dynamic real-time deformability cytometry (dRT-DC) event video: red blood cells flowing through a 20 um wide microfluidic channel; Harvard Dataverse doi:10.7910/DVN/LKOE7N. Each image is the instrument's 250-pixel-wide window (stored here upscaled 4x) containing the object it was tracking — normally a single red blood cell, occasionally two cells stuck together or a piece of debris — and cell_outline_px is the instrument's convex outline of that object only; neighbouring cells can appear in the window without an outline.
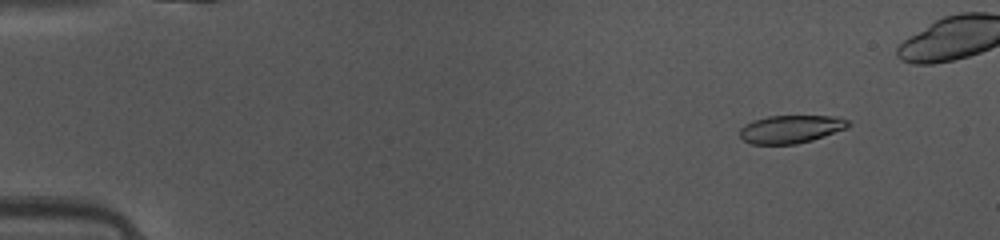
{"species": "common noctule bat (a hibernating species)", "species_latin": "Nyctalus noctula", "temperature_condition": "warm", "stored_images_in_passage": 45, "camera_frame_rate_fps": 3000, "um_per_image_px": 0.085, "animal": {"sex": "female", "body_mass_g": 10.0, "forearm_length_mm": 53.1}, "frame": {"image": 1, "passage_image": 6, "time_ms": 1.667, "image_size_px": [1000, 240], "cell_outline_px": [[852, 124], [848, 128], [812, 140], [796, 144], [752, 144], [744, 140], [740, 136], [740, 128], [744, 124], [768, 116], [840, 116], [848, 120]], "centroid_in_image_um": [67.27, 10.97], "position_along_channel_um": 17.7, "area_um2": 17.74}}
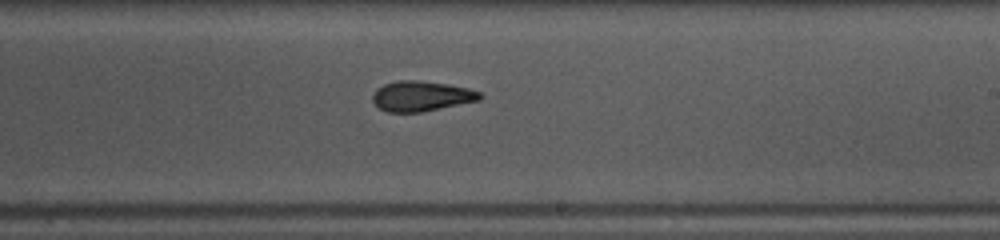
{"frame": {"image": 2, "passage_image": 30, "time_ms": 9.667, "image_size_px": [1000, 240], "cell_outline_px": [[484, 96], [480, 100], [420, 112], [388, 112], [380, 108], [372, 100], [372, 96], [376, 88], [384, 84], [396, 80], [420, 80], [448, 84], [468, 88], [480, 92]], "centroid_in_image_um": [35.81, 8.15], "position_along_channel_um": 253.2, "area_um2": 18.9}}
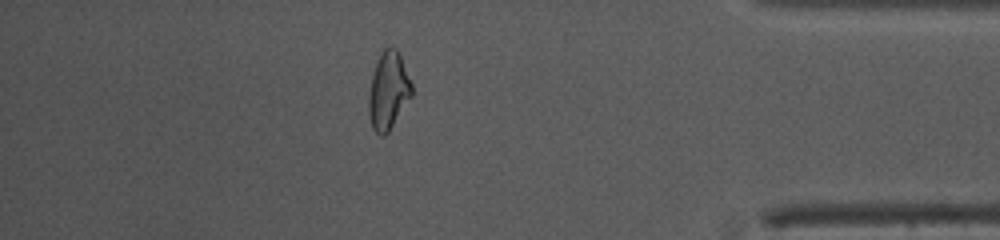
{"frame": {"image": 3, "passage_image": 43, "time_ms": 14.0, "image_size_px": [1000, 240], "cell_outline_px": [[412, 96], [388, 132], [384, 136], [380, 136], [372, 128], [368, 112], [368, 96], [372, 76], [376, 64], [384, 48], [396, 48], [400, 52], [412, 84]], "centroid_in_image_um": [33.02, 7.73], "position_along_channel_um": 402.2, "area_um2": 19.42}}